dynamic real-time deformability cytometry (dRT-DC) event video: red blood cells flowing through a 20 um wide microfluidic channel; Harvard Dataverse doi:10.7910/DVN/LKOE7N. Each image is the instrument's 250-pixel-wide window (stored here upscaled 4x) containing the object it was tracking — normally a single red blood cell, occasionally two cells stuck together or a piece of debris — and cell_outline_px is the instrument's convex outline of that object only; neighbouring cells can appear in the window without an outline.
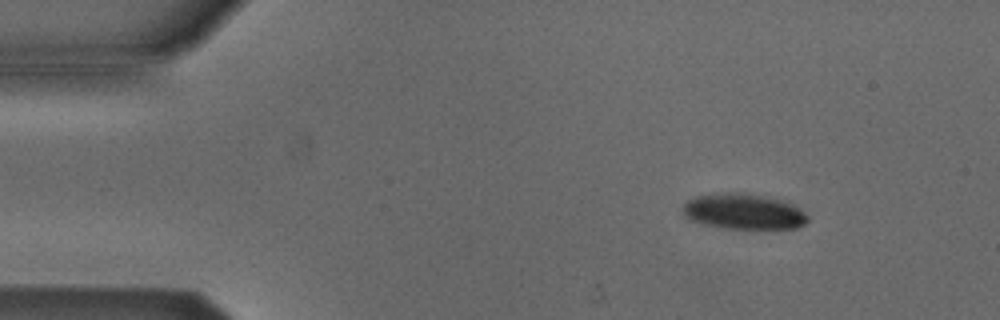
{"species": "Egyptian fruit bat (a non-hibernating species)", "species_latin": "Rousettus aegyptiacus", "temperature_condition": "cold", "stored_images_in_passage": 4, "camera_frame_rate_fps": 3000, "um_per_image_px": 0.085, "animal": {"sex": "male"}, "frame": {"image": 1, "passage_image": 2, "time_ms": 2.0, "image_size_px": [1000, 320], "cell_outline_px": [[808, 220], [804, 224], [796, 228], [724, 228], [704, 224], [688, 220], [684, 216], [684, 204], [688, 200], [696, 196], [724, 192], [752, 192], [772, 196], [784, 200], [800, 208], [808, 216]], "centroid_in_image_um": [63.23, 17.95], "position_along_channel_um": 21.8, "area_um2": 26.3}}